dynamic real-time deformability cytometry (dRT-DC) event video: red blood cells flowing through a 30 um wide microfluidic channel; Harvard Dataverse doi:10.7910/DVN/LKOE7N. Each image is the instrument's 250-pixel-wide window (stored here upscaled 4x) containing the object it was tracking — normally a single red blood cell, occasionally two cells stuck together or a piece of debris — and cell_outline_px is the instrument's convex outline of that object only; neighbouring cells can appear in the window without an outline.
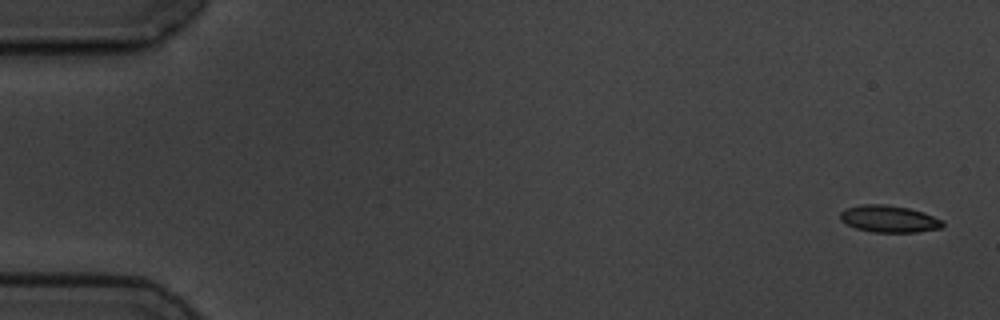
{"species": "common noctule bat (a hibernating species)", "species_latin": "Nyctalus noctula", "temperature_condition": "cold", "stored_images_in_passage": 6, "camera_frame_rate_fps": 3000, "um_per_image_px": 0.085, "animal": {"sex": "male", "body_mass_g": 19.5, "forearm_length_mm": 54.6}, "frame": {"image": 1, "passage_image": 1, "time_ms": 0.0, "image_size_px": [1000, 320], "cell_outline_px": [[944, 224], [940, 228], [920, 232], [872, 232], [856, 228], [840, 220], [840, 212], [844, 208], [864, 204], [884, 204], [908, 208], [924, 212], [944, 220]], "centroid_in_image_um": [75.58, 18.6], "position_along_channel_um": 9.4, "area_um2": 16.18}}
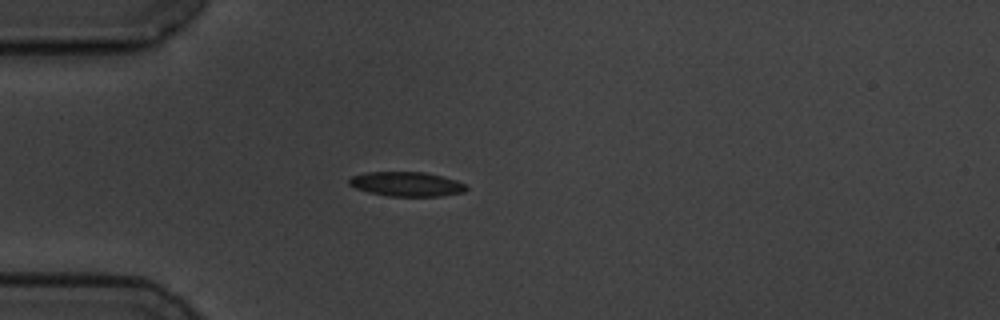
{"frame": {"image": 2, "passage_image": 5, "time_ms": 4.667, "image_size_px": [1000, 320], "cell_outline_px": [[468, 188], [464, 192], [440, 196], [388, 196], [368, 192], [356, 188], [348, 184], [348, 180], [352, 176], [364, 172], [424, 172], [456, 180], [464, 184]], "centroid_in_image_um": [34.53, 15.65], "position_along_channel_um": 50.5, "area_um2": 16.65}}